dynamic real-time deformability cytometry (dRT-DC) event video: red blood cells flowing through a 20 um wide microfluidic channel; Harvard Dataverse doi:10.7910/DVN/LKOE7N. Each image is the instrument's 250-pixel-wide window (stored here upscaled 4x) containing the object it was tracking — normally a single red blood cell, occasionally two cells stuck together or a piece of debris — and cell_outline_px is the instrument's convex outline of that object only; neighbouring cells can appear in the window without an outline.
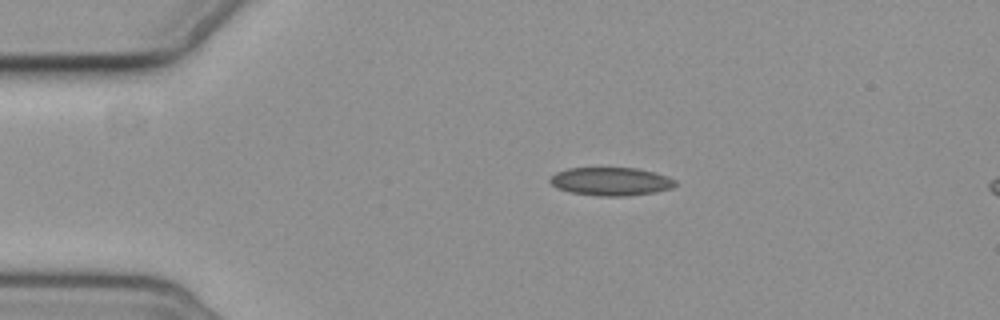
{"species": "common noctule bat (a hibernating species)", "species_latin": "Nyctalus noctula", "temperature_condition": "cold", "stored_images_in_passage": 4, "camera_frame_rate_fps": 3000, "um_per_image_px": 0.085, "animal": {"sex": "female", "body_mass_g": 19.3, "forearm_length_mm": 54.1}, "frame": {"image": 1, "passage_image": 2, "time_ms": 1.667, "image_size_px": [1000, 320], "cell_outline_px": [[676, 184], [672, 188], [656, 192], [628, 196], [596, 196], [568, 192], [556, 188], [548, 180], [556, 172], [568, 168], [636, 168], [656, 172], [668, 176], [676, 180]], "centroid_in_image_um": [51.93, 15.43], "position_along_channel_um": 33.1, "area_um2": 20.87}}